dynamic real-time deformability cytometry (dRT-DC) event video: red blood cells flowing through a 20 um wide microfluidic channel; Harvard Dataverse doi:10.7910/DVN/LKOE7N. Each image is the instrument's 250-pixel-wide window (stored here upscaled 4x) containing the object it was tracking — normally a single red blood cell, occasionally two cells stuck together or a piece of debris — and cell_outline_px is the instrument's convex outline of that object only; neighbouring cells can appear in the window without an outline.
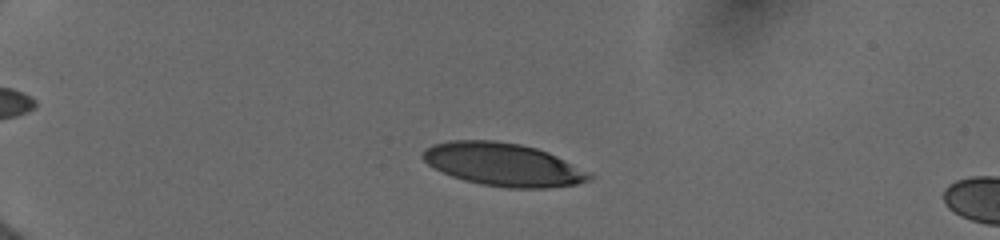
{"species": "human", "species_latin": "Homo sapiens", "temperature_condition": "cold", "stored_images_in_passage": 9, "camera_frame_rate_fps": 3000, "um_per_image_px": 0.085, "donor": {"sex": "female"}, "frame": {"image": 1, "passage_image": 6, "time_ms": 3.333, "image_size_px": [1000, 240], "cell_outline_px": [[596, 176], [588, 180], [576, 184], [544, 188], [508, 188], [480, 184], [464, 180], [452, 176], [428, 164], [420, 156], [424, 148], [432, 144], [452, 140], [492, 140], [520, 144], [536, 148], [548, 152], [592, 172]], "centroid_in_image_um": [42.79, 13.98], "position_along_channel_um": 42.2, "area_um2": 41.85}}